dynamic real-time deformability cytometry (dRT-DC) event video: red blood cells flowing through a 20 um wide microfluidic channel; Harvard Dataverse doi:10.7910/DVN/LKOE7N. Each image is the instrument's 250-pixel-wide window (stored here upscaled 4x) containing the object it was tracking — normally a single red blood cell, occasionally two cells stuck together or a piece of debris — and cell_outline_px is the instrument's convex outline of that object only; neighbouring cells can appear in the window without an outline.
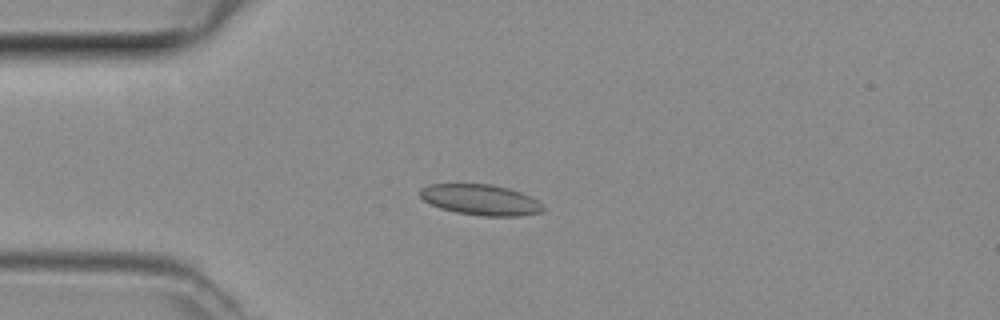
{"species": "common noctule bat (a hibernating species)", "species_latin": "Nyctalus noctula", "temperature_condition": "room temperature", "stored_images_in_passage": 46, "camera_frame_rate_fps": 3000, "um_per_image_px": 0.085, "animal": {"sex": "female", "body_mass_g": 29.2, "forearm_length_mm": 56.3}, "frame": {"image": 1, "passage_image": 11, "time_ms": 3.333, "image_size_px": [1000, 320], "cell_outline_px": [[544, 212], [520, 216], [480, 216], [456, 212], [440, 208], [424, 200], [420, 196], [420, 188], [428, 184], [492, 184], [508, 188], [520, 192], [536, 200], [544, 208]], "centroid_in_image_um": [40.84, 16.98], "position_along_channel_um": 44.2, "area_um2": 21.96}}
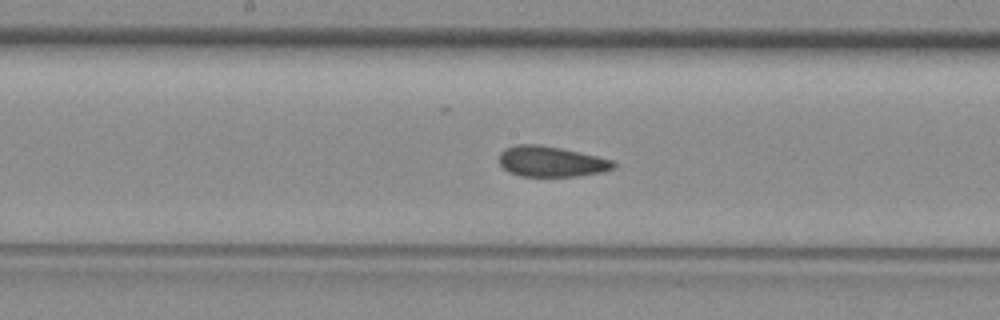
{"frame": {"image": 2, "passage_image": 23, "time_ms": 7.333, "image_size_px": [1000, 320], "cell_outline_px": [[616, 168], [604, 172], [576, 176], [520, 176], [508, 172], [500, 164], [500, 152], [504, 148], [516, 144], [540, 144], [560, 148], [596, 156], [612, 160], [616, 164]], "centroid_in_image_um": [46.84, 13.73], "position_along_channel_um": 201.4, "area_um2": 20.4}}
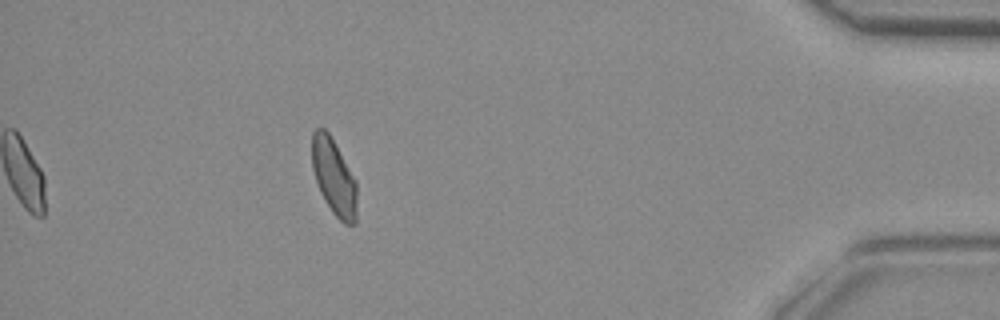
{"frame": {"image": 3, "passage_image": 41, "time_ms": 13.333, "image_size_px": [1000, 320], "cell_outline_px": [[356, 224], [344, 224], [332, 212], [324, 200], [320, 192], [312, 168], [312, 132], [316, 128], [324, 128], [328, 132], [356, 180]], "centroid_in_image_um": [28.37, 15.06], "position_along_channel_um": 406.8, "area_um2": 19.83}}